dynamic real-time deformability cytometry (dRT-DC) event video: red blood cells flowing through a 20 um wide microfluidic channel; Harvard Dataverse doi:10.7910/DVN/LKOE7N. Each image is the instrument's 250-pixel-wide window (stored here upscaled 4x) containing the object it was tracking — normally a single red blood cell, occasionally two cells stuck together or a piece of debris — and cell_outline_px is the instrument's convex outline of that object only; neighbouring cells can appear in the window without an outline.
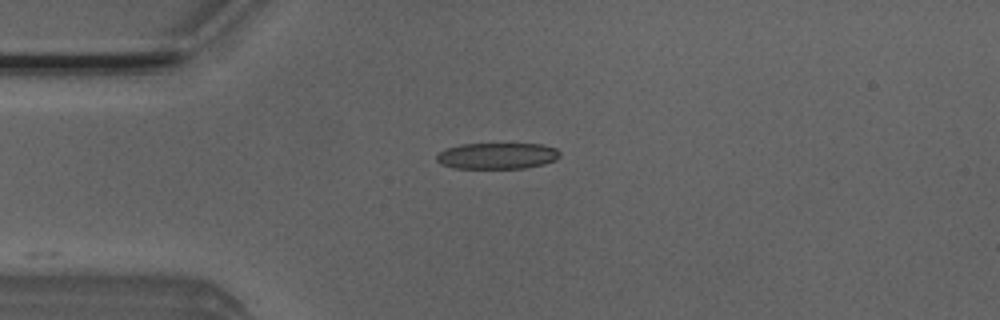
{"species": "Egyptian fruit bat (a non-hibernating species)", "species_latin": "Rousettus aegyptiacus", "temperature_condition": "room temperature", "stored_images_in_passage": 8, "camera_frame_rate_fps": 3000, "um_per_image_px": 0.085, "animal": {"sex": "male"}, "frame": {"image": 1, "passage_image": 1, "time_ms": 0.0, "image_size_px": [1000, 320], "cell_outline_px": [[560, 156], [556, 160], [544, 164], [524, 168], [452, 168], [440, 164], [436, 160], [436, 156], [444, 148], [460, 144], [540, 144], [556, 148], [560, 152]], "centroid_in_image_um": [42.24, 13.25], "position_along_channel_um": 42.8, "area_um2": 18.96}}